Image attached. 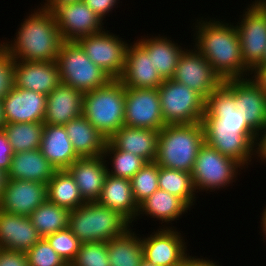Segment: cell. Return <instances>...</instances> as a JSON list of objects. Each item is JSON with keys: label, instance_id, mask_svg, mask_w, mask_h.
Listing matches in <instances>:
<instances>
[{"label": "cell", "instance_id": "1", "mask_svg": "<svg viewBox=\"0 0 266 266\" xmlns=\"http://www.w3.org/2000/svg\"><path fill=\"white\" fill-rule=\"evenodd\" d=\"M235 105L234 92L222 82L206 99L201 123L205 143L237 161L245 169L251 165L249 162L254 156L257 132Z\"/></svg>", "mask_w": 266, "mask_h": 266}, {"label": "cell", "instance_id": "29", "mask_svg": "<svg viewBox=\"0 0 266 266\" xmlns=\"http://www.w3.org/2000/svg\"><path fill=\"white\" fill-rule=\"evenodd\" d=\"M188 209L190 211V207L181 198L158 189L139 205L135 221H137L138 217L141 218L145 214L147 217L160 220L161 225L165 223L166 225H162V228H170L167 225L169 223L173 224L172 222L175 220H179L178 218L182 217V214L188 213Z\"/></svg>", "mask_w": 266, "mask_h": 266}, {"label": "cell", "instance_id": "47", "mask_svg": "<svg viewBox=\"0 0 266 266\" xmlns=\"http://www.w3.org/2000/svg\"><path fill=\"white\" fill-rule=\"evenodd\" d=\"M206 259L188 255L181 266H220L217 262L210 261L208 258Z\"/></svg>", "mask_w": 266, "mask_h": 266}, {"label": "cell", "instance_id": "16", "mask_svg": "<svg viewBox=\"0 0 266 266\" xmlns=\"http://www.w3.org/2000/svg\"><path fill=\"white\" fill-rule=\"evenodd\" d=\"M233 92L237 111L256 131L266 125V94L252 79L237 78L223 81Z\"/></svg>", "mask_w": 266, "mask_h": 266}, {"label": "cell", "instance_id": "42", "mask_svg": "<svg viewBox=\"0 0 266 266\" xmlns=\"http://www.w3.org/2000/svg\"><path fill=\"white\" fill-rule=\"evenodd\" d=\"M0 266H29L26 252L0 248Z\"/></svg>", "mask_w": 266, "mask_h": 266}, {"label": "cell", "instance_id": "41", "mask_svg": "<svg viewBox=\"0 0 266 266\" xmlns=\"http://www.w3.org/2000/svg\"><path fill=\"white\" fill-rule=\"evenodd\" d=\"M13 86V59L2 48L0 50V100Z\"/></svg>", "mask_w": 266, "mask_h": 266}, {"label": "cell", "instance_id": "7", "mask_svg": "<svg viewBox=\"0 0 266 266\" xmlns=\"http://www.w3.org/2000/svg\"><path fill=\"white\" fill-rule=\"evenodd\" d=\"M61 83L85 93L106 85L112 78L94 64L76 41H63L57 56Z\"/></svg>", "mask_w": 266, "mask_h": 266}, {"label": "cell", "instance_id": "15", "mask_svg": "<svg viewBox=\"0 0 266 266\" xmlns=\"http://www.w3.org/2000/svg\"><path fill=\"white\" fill-rule=\"evenodd\" d=\"M52 12L63 41H77L104 30L103 20L84 1L57 5Z\"/></svg>", "mask_w": 266, "mask_h": 266}, {"label": "cell", "instance_id": "32", "mask_svg": "<svg viewBox=\"0 0 266 266\" xmlns=\"http://www.w3.org/2000/svg\"><path fill=\"white\" fill-rule=\"evenodd\" d=\"M47 200L58 206L74 210L86 201L82 198L74 178L67 170H57L46 185Z\"/></svg>", "mask_w": 266, "mask_h": 266}, {"label": "cell", "instance_id": "48", "mask_svg": "<svg viewBox=\"0 0 266 266\" xmlns=\"http://www.w3.org/2000/svg\"><path fill=\"white\" fill-rule=\"evenodd\" d=\"M44 4H41V7L44 9L52 11L57 5L80 2L83 0H45Z\"/></svg>", "mask_w": 266, "mask_h": 266}, {"label": "cell", "instance_id": "49", "mask_svg": "<svg viewBox=\"0 0 266 266\" xmlns=\"http://www.w3.org/2000/svg\"><path fill=\"white\" fill-rule=\"evenodd\" d=\"M7 181H8L7 172L0 169V199L2 197L3 191L6 188Z\"/></svg>", "mask_w": 266, "mask_h": 266}, {"label": "cell", "instance_id": "19", "mask_svg": "<svg viewBox=\"0 0 266 266\" xmlns=\"http://www.w3.org/2000/svg\"><path fill=\"white\" fill-rule=\"evenodd\" d=\"M46 199V184L8 179L0 199V209L8 213L29 216Z\"/></svg>", "mask_w": 266, "mask_h": 266}, {"label": "cell", "instance_id": "38", "mask_svg": "<svg viewBox=\"0 0 266 266\" xmlns=\"http://www.w3.org/2000/svg\"><path fill=\"white\" fill-rule=\"evenodd\" d=\"M52 249L68 264L75 259L81 242L67 227L45 237Z\"/></svg>", "mask_w": 266, "mask_h": 266}, {"label": "cell", "instance_id": "20", "mask_svg": "<svg viewBox=\"0 0 266 266\" xmlns=\"http://www.w3.org/2000/svg\"><path fill=\"white\" fill-rule=\"evenodd\" d=\"M119 81L130 88H158L164 81L148 52L136 41L129 44Z\"/></svg>", "mask_w": 266, "mask_h": 266}, {"label": "cell", "instance_id": "4", "mask_svg": "<svg viewBox=\"0 0 266 266\" xmlns=\"http://www.w3.org/2000/svg\"><path fill=\"white\" fill-rule=\"evenodd\" d=\"M204 143L201 122L167 124L159 131L155 162L164 168L191 173L199 149Z\"/></svg>", "mask_w": 266, "mask_h": 266}, {"label": "cell", "instance_id": "45", "mask_svg": "<svg viewBox=\"0 0 266 266\" xmlns=\"http://www.w3.org/2000/svg\"><path fill=\"white\" fill-rule=\"evenodd\" d=\"M254 157L260 158L259 161L261 160V163L264 161L266 163V125L257 132L254 144Z\"/></svg>", "mask_w": 266, "mask_h": 266}, {"label": "cell", "instance_id": "28", "mask_svg": "<svg viewBox=\"0 0 266 266\" xmlns=\"http://www.w3.org/2000/svg\"><path fill=\"white\" fill-rule=\"evenodd\" d=\"M148 36L136 40L150 55L152 63L163 80L172 79L178 60L185 47H181L171 37Z\"/></svg>", "mask_w": 266, "mask_h": 266}, {"label": "cell", "instance_id": "3", "mask_svg": "<svg viewBox=\"0 0 266 266\" xmlns=\"http://www.w3.org/2000/svg\"><path fill=\"white\" fill-rule=\"evenodd\" d=\"M20 24L16 37L2 42V48L13 60L56 61L63 42L52 11L37 7Z\"/></svg>", "mask_w": 266, "mask_h": 266}, {"label": "cell", "instance_id": "9", "mask_svg": "<svg viewBox=\"0 0 266 266\" xmlns=\"http://www.w3.org/2000/svg\"><path fill=\"white\" fill-rule=\"evenodd\" d=\"M157 90L166 124H192L202 121L206 100L193 89L174 79H168Z\"/></svg>", "mask_w": 266, "mask_h": 266}, {"label": "cell", "instance_id": "34", "mask_svg": "<svg viewBox=\"0 0 266 266\" xmlns=\"http://www.w3.org/2000/svg\"><path fill=\"white\" fill-rule=\"evenodd\" d=\"M44 123H5L4 130L14 153L40 149Z\"/></svg>", "mask_w": 266, "mask_h": 266}, {"label": "cell", "instance_id": "44", "mask_svg": "<svg viewBox=\"0 0 266 266\" xmlns=\"http://www.w3.org/2000/svg\"><path fill=\"white\" fill-rule=\"evenodd\" d=\"M87 6L96 14L98 15L102 20H104L106 15L109 14V12L114 10L113 8H116V4L118 6V1L120 0H83Z\"/></svg>", "mask_w": 266, "mask_h": 266}, {"label": "cell", "instance_id": "33", "mask_svg": "<svg viewBox=\"0 0 266 266\" xmlns=\"http://www.w3.org/2000/svg\"><path fill=\"white\" fill-rule=\"evenodd\" d=\"M70 210L49 202L47 199L37 207L29 218L38 234L45 238L47 235L68 227Z\"/></svg>", "mask_w": 266, "mask_h": 266}, {"label": "cell", "instance_id": "21", "mask_svg": "<svg viewBox=\"0 0 266 266\" xmlns=\"http://www.w3.org/2000/svg\"><path fill=\"white\" fill-rule=\"evenodd\" d=\"M67 171L74 178L82 198L86 202H95L99 199L108 174L103 155L79 157Z\"/></svg>", "mask_w": 266, "mask_h": 266}, {"label": "cell", "instance_id": "8", "mask_svg": "<svg viewBox=\"0 0 266 266\" xmlns=\"http://www.w3.org/2000/svg\"><path fill=\"white\" fill-rule=\"evenodd\" d=\"M238 168L243 170L244 167L204 143L199 149L191 172L196 194L204 190L213 192L232 185L233 182H236V177L240 176Z\"/></svg>", "mask_w": 266, "mask_h": 266}, {"label": "cell", "instance_id": "11", "mask_svg": "<svg viewBox=\"0 0 266 266\" xmlns=\"http://www.w3.org/2000/svg\"><path fill=\"white\" fill-rule=\"evenodd\" d=\"M242 18L237 22L242 59L245 66L252 72L263 62L266 49V13L252 1L245 8Z\"/></svg>", "mask_w": 266, "mask_h": 266}, {"label": "cell", "instance_id": "14", "mask_svg": "<svg viewBox=\"0 0 266 266\" xmlns=\"http://www.w3.org/2000/svg\"><path fill=\"white\" fill-rule=\"evenodd\" d=\"M173 227V228H172ZM142 237L143 259L156 266H181L189 255L185 240L174 226Z\"/></svg>", "mask_w": 266, "mask_h": 266}, {"label": "cell", "instance_id": "13", "mask_svg": "<svg viewBox=\"0 0 266 266\" xmlns=\"http://www.w3.org/2000/svg\"><path fill=\"white\" fill-rule=\"evenodd\" d=\"M190 49L183 51L172 79L193 89L206 100L223 81L203 55L194 47Z\"/></svg>", "mask_w": 266, "mask_h": 266}, {"label": "cell", "instance_id": "35", "mask_svg": "<svg viewBox=\"0 0 266 266\" xmlns=\"http://www.w3.org/2000/svg\"><path fill=\"white\" fill-rule=\"evenodd\" d=\"M158 185L160 190L181 198L190 208L196 203L191 173L159 166Z\"/></svg>", "mask_w": 266, "mask_h": 266}, {"label": "cell", "instance_id": "50", "mask_svg": "<svg viewBox=\"0 0 266 266\" xmlns=\"http://www.w3.org/2000/svg\"><path fill=\"white\" fill-rule=\"evenodd\" d=\"M265 209H263V213H262V218H261V227H262V232H263V236L266 237V206L264 207Z\"/></svg>", "mask_w": 266, "mask_h": 266}, {"label": "cell", "instance_id": "25", "mask_svg": "<svg viewBox=\"0 0 266 266\" xmlns=\"http://www.w3.org/2000/svg\"><path fill=\"white\" fill-rule=\"evenodd\" d=\"M97 202L116 210L131 224L137 218L139 206L134 199L130 179L107 174Z\"/></svg>", "mask_w": 266, "mask_h": 266}, {"label": "cell", "instance_id": "40", "mask_svg": "<svg viewBox=\"0 0 266 266\" xmlns=\"http://www.w3.org/2000/svg\"><path fill=\"white\" fill-rule=\"evenodd\" d=\"M29 266H69L45 238L40 239L27 252Z\"/></svg>", "mask_w": 266, "mask_h": 266}, {"label": "cell", "instance_id": "23", "mask_svg": "<svg viewBox=\"0 0 266 266\" xmlns=\"http://www.w3.org/2000/svg\"><path fill=\"white\" fill-rule=\"evenodd\" d=\"M84 93L60 83L47 95L44 124L64 126L82 115Z\"/></svg>", "mask_w": 266, "mask_h": 266}, {"label": "cell", "instance_id": "43", "mask_svg": "<svg viewBox=\"0 0 266 266\" xmlns=\"http://www.w3.org/2000/svg\"><path fill=\"white\" fill-rule=\"evenodd\" d=\"M14 152L3 129H0V169L8 172Z\"/></svg>", "mask_w": 266, "mask_h": 266}, {"label": "cell", "instance_id": "51", "mask_svg": "<svg viewBox=\"0 0 266 266\" xmlns=\"http://www.w3.org/2000/svg\"><path fill=\"white\" fill-rule=\"evenodd\" d=\"M4 124H5V119H4V114H3L2 103H1V100H0V129H2Z\"/></svg>", "mask_w": 266, "mask_h": 266}, {"label": "cell", "instance_id": "46", "mask_svg": "<svg viewBox=\"0 0 266 266\" xmlns=\"http://www.w3.org/2000/svg\"><path fill=\"white\" fill-rule=\"evenodd\" d=\"M251 77L259 85V87L264 91V93L266 94V66H258V67H256L251 72Z\"/></svg>", "mask_w": 266, "mask_h": 266}, {"label": "cell", "instance_id": "54", "mask_svg": "<svg viewBox=\"0 0 266 266\" xmlns=\"http://www.w3.org/2000/svg\"><path fill=\"white\" fill-rule=\"evenodd\" d=\"M259 66H266V49H265V55L263 57V62Z\"/></svg>", "mask_w": 266, "mask_h": 266}, {"label": "cell", "instance_id": "36", "mask_svg": "<svg viewBox=\"0 0 266 266\" xmlns=\"http://www.w3.org/2000/svg\"><path fill=\"white\" fill-rule=\"evenodd\" d=\"M102 155L106 165L111 162L110 168L107 165V172L114 177L131 179L147 163L143 158L133 153L118 150L109 140L105 144ZM108 158L111 161L106 160Z\"/></svg>", "mask_w": 266, "mask_h": 266}, {"label": "cell", "instance_id": "39", "mask_svg": "<svg viewBox=\"0 0 266 266\" xmlns=\"http://www.w3.org/2000/svg\"><path fill=\"white\" fill-rule=\"evenodd\" d=\"M69 266H110L107 243H81L75 259Z\"/></svg>", "mask_w": 266, "mask_h": 266}, {"label": "cell", "instance_id": "31", "mask_svg": "<svg viewBox=\"0 0 266 266\" xmlns=\"http://www.w3.org/2000/svg\"><path fill=\"white\" fill-rule=\"evenodd\" d=\"M133 229L107 242L110 266H140L143 259L141 237Z\"/></svg>", "mask_w": 266, "mask_h": 266}, {"label": "cell", "instance_id": "24", "mask_svg": "<svg viewBox=\"0 0 266 266\" xmlns=\"http://www.w3.org/2000/svg\"><path fill=\"white\" fill-rule=\"evenodd\" d=\"M159 131L123 126L108 140L118 149L133 153L146 162H154L158 148Z\"/></svg>", "mask_w": 266, "mask_h": 266}, {"label": "cell", "instance_id": "18", "mask_svg": "<svg viewBox=\"0 0 266 266\" xmlns=\"http://www.w3.org/2000/svg\"><path fill=\"white\" fill-rule=\"evenodd\" d=\"M61 83L56 61L13 60V85L48 95Z\"/></svg>", "mask_w": 266, "mask_h": 266}, {"label": "cell", "instance_id": "37", "mask_svg": "<svg viewBox=\"0 0 266 266\" xmlns=\"http://www.w3.org/2000/svg\"><path fill=\"white\" fill-rule=\"evenodd\" d=\"M159 165L154 162H147L130 179L133 196L138 206L159 189L158 185Z\"/></svg>", "mask_w": 266, "mask_h": 266}, {"label": "cell", "instance_id": "17", "mask_svg": "<svg viewBox=\"0 0 266 266\" xmlns=\"http://www.w3.org/2000/svg\"><path fill=\"white\" fill-rule=\"evenodd\" d=\"M1 103L5 123L43 122L47 95L13 85Z\"/></svg>", "mask_w": 266, "mask_h": 266}, {"label": "cell", "instance_id": "5", "mask_svg": "<svg viewBox=\"0 0 266 266\" xmlns=\"http://www.w3.org/2000/svg\"><path fill=\"white\" fill-rule=\"evenodd\" d=\"M130 225L125 217L116 210L95 202H85L70 210L68 228L81 243L108 242L123 235Z\"/></svg>", "mask_w": 266, "mask_h": 266}, {"label": "cell", "instance_id": "2", "mask_svg": "<svg viewBox=\"0 0 266 266\" xmlns=\"http://www.w3.org/2000/svg\"><path fill=\"white\" fill-rule=\"evenodd\" d=\"M205 19L201 17L193 23L196 31L193 35L195 43H192L194 48L210 63L222 81L250 77L251 71L242 59L240 38L234 23Z\"/></svg>", "mask_w": 266, "mask_h": 266}, {"label": "cell", "instance_id": "22", "mask_svg": "<svg viewBox=\"0 0 266 266\" xmlns=\"http://www.w3.org/2000/svg\"><path fill=\"white\" fill-rule=\"evenodd\" d=\"M40 239L29 216L0 209V248L27 252Z\"/></svg>", "mask_w": 266, "mask_h": 266}, {"label": "cell", "instance_id": "10", "mask_svg": "<svg viewBox=\"0 0 266 266\" xmlns=\"http://www.w3.org/2000/svg\"><path fill=\"white\" fill-rule=\"evenodd\" d=\"M119 35L104 29L102 32L85 36L76 42L88 58L112 79H119L125 67L129 44Z\"/></svg>", "mask_w": 266, "mask_h": 266}, {"label": "cell", "instance_id": "52", "mask_svg": "<svg viewBox=\"0 0 266 266\" xmlns=\"http://www.w3.org/2000/svg\"><path fill=\"white\" fill-rule=\"evenodd\" d=\"M255 2L262 8L266 13V0H255Z\"/></svg>", "mask_w": 266, "mask_h": 266}, {"label": "cell", "instance_id": "53", "mask_svg": "<svg viewBox=\"0 0 266 266\" xmlns=\"http://www.w3.org/2000/svg\"><path fill=\"white\" fill-rule=\"evenodd\" d=\"M140 266H156V265H152V264H150L149 262L143 260V261L141 262Z\"/></svg>", "mask_w": 266, "mask_h": 266}, {"label": "cell", "instance_id": "26", "mask_svg": "<svg viewBox=\"0 0 266 266\" xmlns=\"http://www.w3.org/2000/svg\"><path fill=\"white\" fill-rule=\"evenodd\" d=\"M40 151L56 170H67L79 158L62 125L44 124Z\"/></svg>", "mask_w": 266, "mask_h": 266}, {"label": "cell", "instance_id": "12", "mask_svg": "<svg viewBox=\"0 0 266 266\" xmlns=\"http://www.w3.org/2000/svg\"><path fill=\"white\" fill-rule=\"evenodd\" d=\"M157 88L125 87L124 126L160 131L165 125Z\"/></svg>", "mask_w": 266, "mask_h": 266}, {"label": "cell", "instance_id": "6", "mask_svg": "<svg viewBox=\"0 0 266 266\" xmlns=\"http://www.w3.org/2000/svg\"><path fill=\"white\" fill-rule=\"evenodd\" d=\"M125 86L119 79L84 93L82 115L108 140L124 126Z\"/></svg>", "mask_w": 266, "mask_h": 266}, {"label": "cell", "instance_id": "30", "mask_svg": "<svg viewBox=\"0 0 266 266\" xmlns=\"http://www.w3.org/2000/svg\"><path fill=\"white\" fill-rule=\"evenodd\" d=\"M64 127L79 157L103 154L107 139L83 115L70 120Z\"/></svg>", "mask_w": 266, "mask_h": 266}, {"label": "cell", "instance_id": "27", "mask_svg": "<svg viewBox=\"0 0 266 266\" xmlns=\"http://www.w3.org/2000/svg\"><path fill=\"white\" fill-rule=\"evenodd\" d=\"M56 171L40 149H36L14 153L7 174L11 180H29L47 185Z\"/></svg>", "mask_w": 266, "mask_h": 266}]
</instances>
